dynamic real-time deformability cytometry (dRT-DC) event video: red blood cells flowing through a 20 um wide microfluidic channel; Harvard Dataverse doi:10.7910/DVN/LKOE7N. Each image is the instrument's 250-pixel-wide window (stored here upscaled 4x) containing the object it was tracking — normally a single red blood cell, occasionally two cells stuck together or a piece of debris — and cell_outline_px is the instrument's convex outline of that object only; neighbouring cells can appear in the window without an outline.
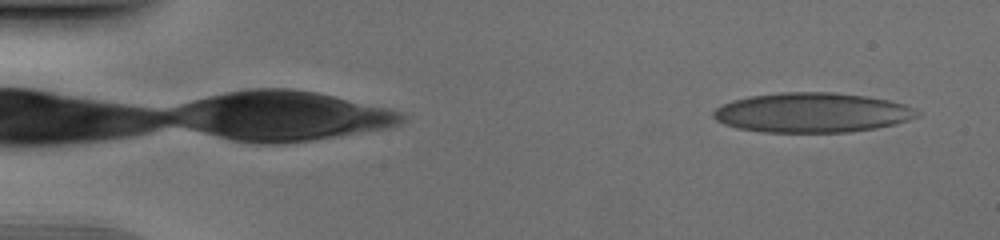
{"species": "human", "species_latin": "Homo sapiens", "temperature_condition": "cold", "stored_images_in_passage": 50, "camera_frame_rate_fps": 3000, "um_per_image_px": 0.085, "donor": {"sex": "male"}, "frame": {"image": 1, "passage_image": 2, "time_ms": 0.333, "image_size_px": [1000, 240], "cell_outline_px": [[920, 116], [896, 124], [876, 128], [852, 132], [760, 132], [736, 128], [724, 124], [716, 120], [712, 116], [712, 112], [720, 104], [732, 100], [748, 96], [780, 92], [836, 92], [864, 96], [888, 100], [904, 104], [916, 108], [920, 112]], "centroid_in_image_um": [69.01, 9.57], "position_along_channel_um": 16.0, "area_um2": 47.69}}
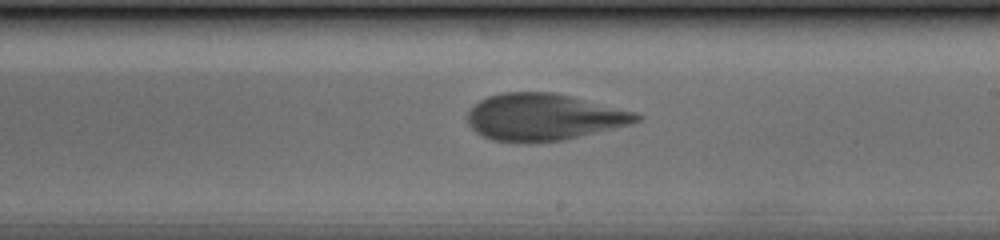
{"frame": {"image": 2, "passage_image": 29, "time_ms": 9.333, "image_size_px": [1000, 240], "cell_outline_px": [[644, 116], [640, 120], [628, 124], [564, 140], [492, 140], [476, 132], [468, 124], [468, 112], [480, 100], [488, 96], [500, 92], [552, 92], [572, 96], [636, 112]], "centroid_in_image_um": [46.22, 9.91], "position_along_channel_um": 242.8, "area_um2": 45.14}}
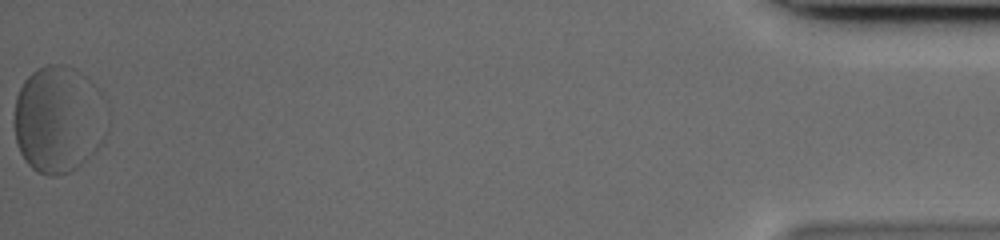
{"frame": {"image": 3, "passage_image": 50, "time_ms": 16.333, "image_size_px": [1000, 240], "cell_outline_px": [[104, 140], [76, 168], [68, 172], [56, 176], [48, 176], [36, 172], [24, 160], [16, 144], [12, 124], [12, 120], [16, 96], [24, 80], [36, 68], [48, 64], [64, 64], [76, 68], [104, 96]], "centroid_in_image_um": [4.9, 10.13], "position_along_channel_um": 430.3, "area_um2": 58.32}}